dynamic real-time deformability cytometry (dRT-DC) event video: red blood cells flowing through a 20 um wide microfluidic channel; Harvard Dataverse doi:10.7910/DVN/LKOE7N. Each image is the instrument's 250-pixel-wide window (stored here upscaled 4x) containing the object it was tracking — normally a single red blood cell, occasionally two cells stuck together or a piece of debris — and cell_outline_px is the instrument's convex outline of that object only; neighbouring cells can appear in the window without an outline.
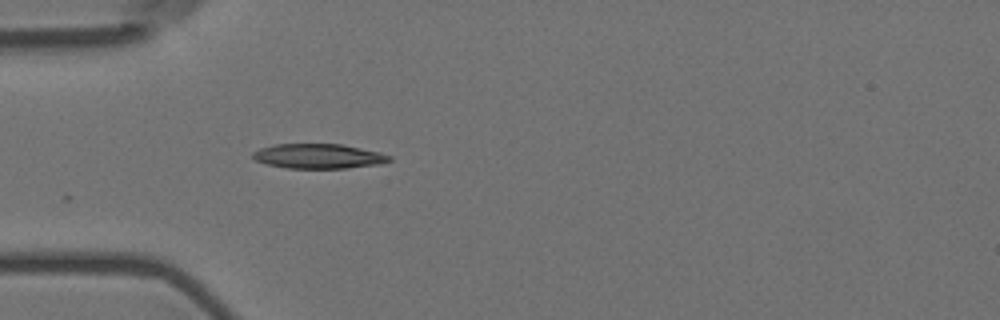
{"species": "Egyptian fruit bat (a non-hibernating species)", "species_latin": "Rousettus aegyptiacus", "temperature_condition": "room temperature", "stored_images_in_passage": 5, "camera_frame_rate_fps": 3000, "um_per_image_px": 0.085, "animal": {"sex": "female"}, "frame": {"image": 1, "passage_image": 1, "time_ms": 0.0, "image_size_px": [1000, 320], "cell_outline_px": [[392, 160], [380, 164], [348, 168], [284, 168], [268, 164], [256, 160], [252, 156], [252, 152], [260, 148], [276, 144], [344, 144], [380, 152], [392, 156]], "centroid_in_image_um": [27.11, 13.27], "position_along_channel_um": 57.9, "area_um2": 19.77}}
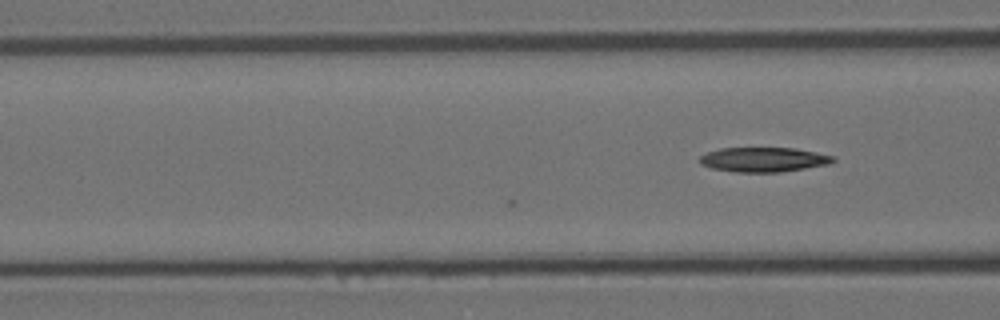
{"frame": {"image": 2, "passage_image": 5, "time_ms": 1.333, "image_size_px": [1000, 320], "cell_outline_px": [[836, 160], [828, 164], [780, 172], [736, 172], [712, 168], [700, 164], [700, 156], [708, 152], [720, 148], [796, 148], [836, 156]], "centroid_in_image_um": [64.92, 13.56], "position_along_channel_um": 101.7, "area_um2": 19.07}}